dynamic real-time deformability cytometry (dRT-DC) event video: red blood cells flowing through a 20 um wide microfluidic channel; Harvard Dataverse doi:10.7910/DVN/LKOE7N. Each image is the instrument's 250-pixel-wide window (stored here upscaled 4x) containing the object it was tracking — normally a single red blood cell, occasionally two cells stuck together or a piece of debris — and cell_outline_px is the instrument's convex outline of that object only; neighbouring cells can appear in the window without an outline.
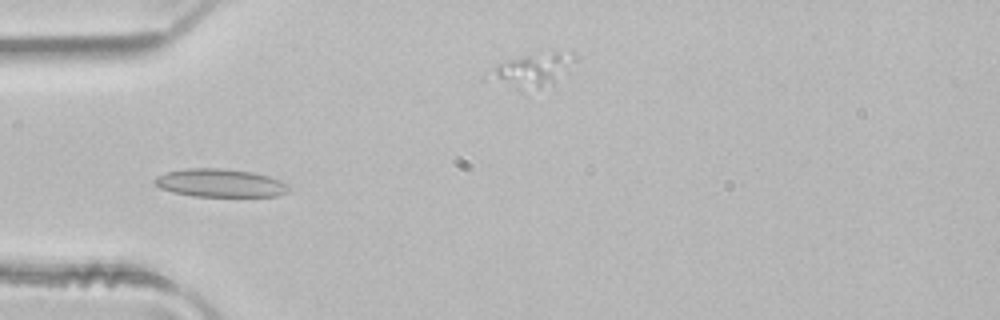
{"species": "common noctule bat (a hibernating species)", "species_latin": "Nyctalus noctula", "temperature_condition": "room temperature", "stored_images_in_passage": 4, "camera_frame_rate_fps": 3000, "um_per_image_px": 0.085, "animal": {"sex": "male", "body_mass_g": 21.5, "forearm_length_mm": 52.0}, "frame": {"image": 1, "passage_image": 3, "time_ms": 0.667, "image_size_px": [1000, 320], "cell_outline_px": [[292, 188], [288, 192], [276, 196], [192, 196], [172, 192], [160, 188], [152, 180], [156, 176], [164, 172], [188, 168], [220, 168], [252, 172], [268, 176], [288, 184]], "centroid_in_image_um": [18.69, 15.55], "position_along_channel_um": 66.3, "area_um2": 22.08}}